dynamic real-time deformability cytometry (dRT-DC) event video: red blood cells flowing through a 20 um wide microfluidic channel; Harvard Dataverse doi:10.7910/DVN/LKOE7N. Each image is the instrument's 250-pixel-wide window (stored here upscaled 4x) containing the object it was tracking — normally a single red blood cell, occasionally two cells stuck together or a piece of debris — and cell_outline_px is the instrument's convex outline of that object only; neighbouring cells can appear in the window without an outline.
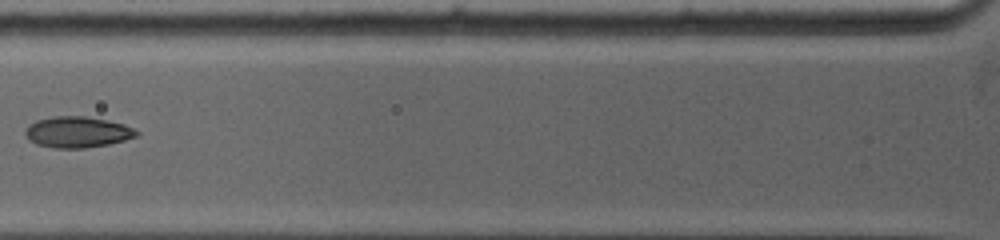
{"species": "common noctule bat (a hibernating species)", "species_latin": "Nyctalus noctula", "temperature_condition": "warm", "stored_images_in_passage": 5, "camera_frame_rate_fps": 5000, "um_per_image_px": 0.085, "animal": {"sex": "female", "body_mass_g": 19.0, "forearm_length_mm": 53.3}, "frame": {"image": 1, "passage_image": 4, "time_ms": 3.4, "image_size_px": [1000, 240], "cell_outline_px": [[140, 132], [136, 136], [124, 140], [108, 144], [84, 148], [52, 148], [36, 144], [28, 140], [24, 132], [28, 124], [36, 120], [52, 116], [84, 116], [108, 120], [124, 124]], "centroid_in_image_um": [6.54, 11.22], "position_along_channel_um": 119.3, "area_um2": 20.23}}
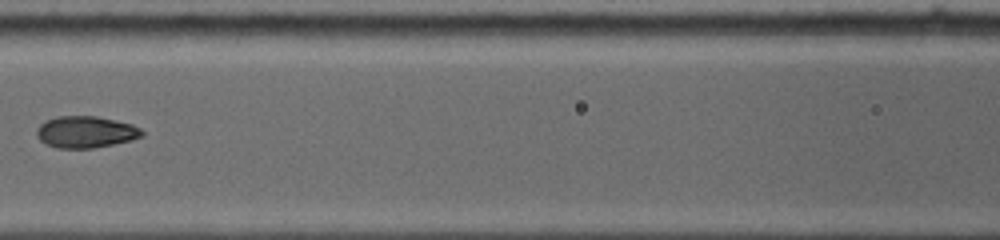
{"frame": {"image": 2, "passage_image": 5, "time_ms": 4.4, "image_size_px": [1000, 240], "cell_outline_px": [[144, 136], [112, 144], [92, 148], [56, 148], [40, 140], [36, 136], [36, 128], [44, 120], [56, 116], [96, 116], [132, 124], [140, 128], [144, 132]], "centroid_in_image_um": [7.25, 11.21], "position_along_channel_um": 159.4, "area_um2": 19.42}}